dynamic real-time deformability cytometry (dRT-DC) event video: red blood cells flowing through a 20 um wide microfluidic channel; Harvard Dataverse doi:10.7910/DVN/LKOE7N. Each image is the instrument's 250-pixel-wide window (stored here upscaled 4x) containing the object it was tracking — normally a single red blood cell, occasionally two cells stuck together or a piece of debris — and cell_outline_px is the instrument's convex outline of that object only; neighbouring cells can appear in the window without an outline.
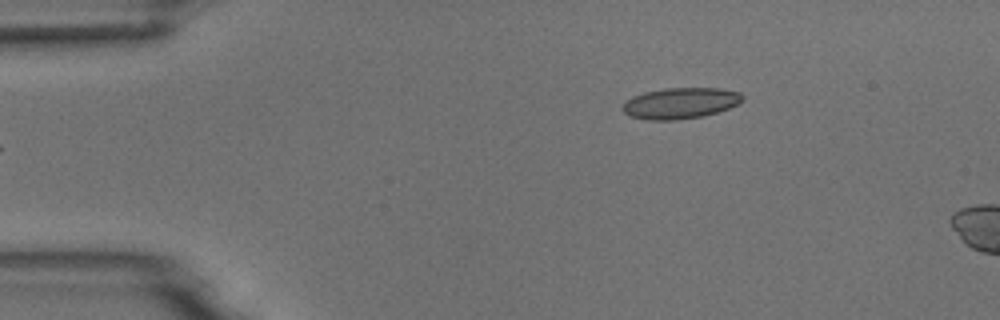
{"species": "common noctule bat (a hibernating species)", "species_latin": "Nyctalus noctula", "temperature_condition": "room temperature", "stored_images_in_passage": 3, "camera_frame_rate_fps": 3000, "um_per_image_px": 0.085, "animal": {"sex": "male", "body_mass_g": 18.8}, "frame": {"image": 1, "passage_image": 3, "time_ms": 2.333, "image_size_px": [1000, 320], "cell_outline_px": [[744, 100], [728, 108], [716, 112], [700, 116], [676, 120], [648, 120], [628, 116], [620, 108], [632, 96], [644, 92], [664, 88], [720, 88], [740, 92], [744, 96]], "centroid_in_image_um": [57.81, 8.76], "position_along_channel_um": 27.2, "area_um2": 21.68}}